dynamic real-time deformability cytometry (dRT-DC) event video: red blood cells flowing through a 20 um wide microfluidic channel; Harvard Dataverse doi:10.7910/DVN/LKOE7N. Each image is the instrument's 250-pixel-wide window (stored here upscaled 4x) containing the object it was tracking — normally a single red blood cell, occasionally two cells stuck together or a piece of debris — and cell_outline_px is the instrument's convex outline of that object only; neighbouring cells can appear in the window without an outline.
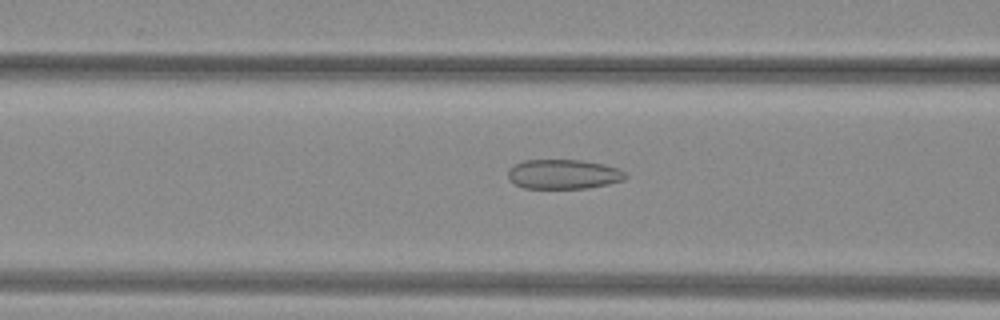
{"species": "common noctule bat (a hibernating species)", "species_latin": "Nyctalus noctula", "temperature_condition": "warm", "stored_images_in_passage": 38, "camera_frame_rate_fps": 3000, "um_per_image_px": 0.085, "animal": {"sex": "female", "body_mass_g": 29.2, "forearm_length_mm": 56.3}, "frame": {"image": 1, "passage_image": 17, "time_ms": 5.333, "image_size_px": [1000, 320], "cell_outline_px": [[628, 176], [624, 180], [608, 184], [588, 188], [524, 188], [508, 180], [508, 168], [512, 164], [524, 160], [580, 160], [604, 164], [616, 168], [624, 172]], "centroid_in_image_um": [47.86, 14.8], "position_along_channel_um": 118.7, "area_um2": 20.35}}
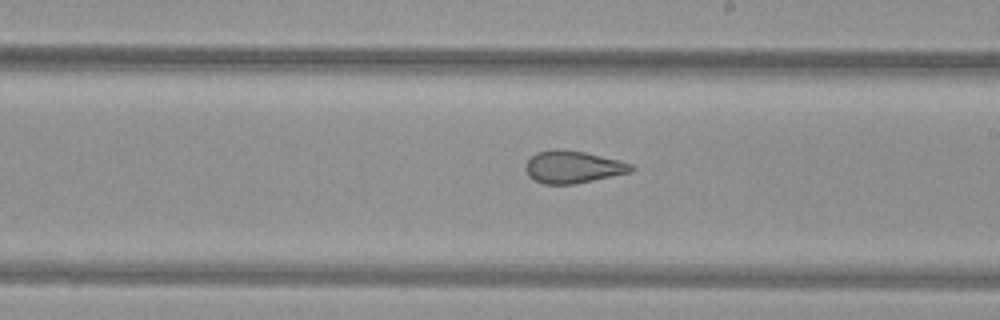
{"frame": {"image": 2, "passage_image": 26, "time_ms": 8.333, "image_size_px": [1000, 320], "cell_outline_px": [[636, 168], [632, 172], [576, 184], [544, 184], [528, 176], [524, 168], [528, 160], [536, 152], [556, 148], [560, 148], [584, 152], [620, 160], [632, 164]], "centroid_in_image_um": [48.71, 14.19], "position_along_channel_um": 240.3, "area_um2": 20.11}}
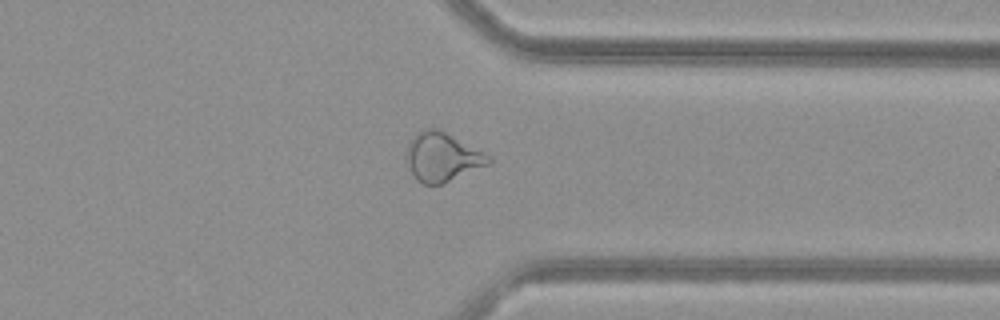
{"frame": {"image": 3, "passage_image": 36, "time_ms": 11.667, "image_size_px": [1000, 320], "cell_outline_px": [[492, 160], [488, 164], [440, 184], [420, 184], [416, 180], [404, 156], [408, 144], [412, 136], [416, 132], [428, 128], [436, 128], [444, 132], [488, 156]], "centroid_in_image_um": [37.49, 13.35], "position_along_channel_um": 373.9, "area_um2": 22.66}}